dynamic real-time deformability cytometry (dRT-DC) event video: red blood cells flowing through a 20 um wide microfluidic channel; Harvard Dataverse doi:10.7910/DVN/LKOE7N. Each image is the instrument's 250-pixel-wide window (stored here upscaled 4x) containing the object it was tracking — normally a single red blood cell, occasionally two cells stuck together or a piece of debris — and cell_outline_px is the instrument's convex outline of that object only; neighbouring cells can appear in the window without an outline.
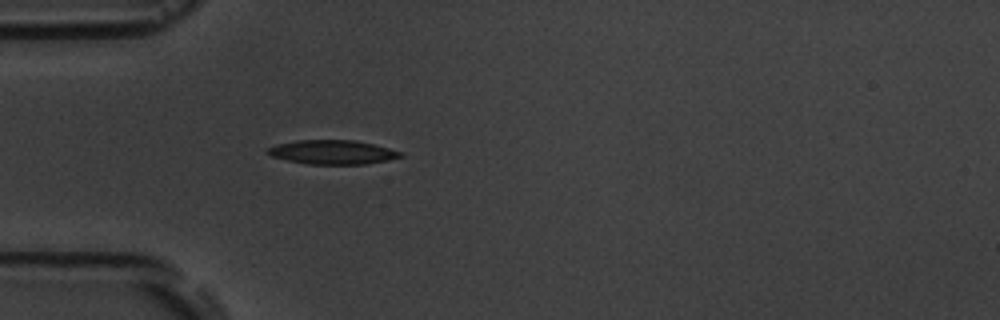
{"species": "common noctule bat (a hibernating species)", "species_latin": "Nyctalus noctula", "temperature_condition": "room temperature", "stored_images_in_passage": 4, "camera_frame_rate_fps": 3000, "um_per_image_px": 0.085, "animal": {"sex": "male", "body_mass_g": 19.5, "forearm_length_mm": 54.6}, "frame": {"image": 1, "passage_image": 4, "time_ms": 4.333, "image_size_px": [1000, 320], "cell_outline_px": [[404, 156], [388, 160], [364, 164], [308, 164], [288, 160], [272, 156], [264, 152], [268, 148], [276, 144], [296, 140], [356, 140], [404, 152]], "centroid_in_image_um": [28.26, 12.93], "position_along_channel_um": 56.7, "area_um2": 18.67}}